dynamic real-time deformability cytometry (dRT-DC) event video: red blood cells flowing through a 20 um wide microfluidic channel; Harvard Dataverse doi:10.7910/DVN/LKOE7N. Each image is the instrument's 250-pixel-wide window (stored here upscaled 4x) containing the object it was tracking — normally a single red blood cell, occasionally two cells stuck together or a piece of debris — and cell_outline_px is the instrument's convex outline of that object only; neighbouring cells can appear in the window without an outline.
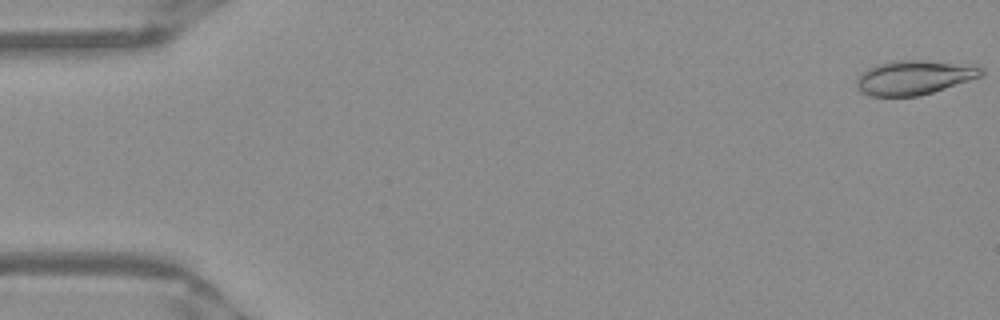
{"species": "Egyptian fruit bat (a non-hibernating species)", "species_latin": "Rousettus aegyptiacus", "temperature_condition": "warm", "stored_images_in_passage": 13, "camera_frame_rate_fps": 3000, "um_per_image_px": 0.085, "frame": {"image": 1, "passage_image": 1, "time_ms": 0.0, "image_size_px": [1000, 320], "cell_outline_px": [[984, 76], [920, 96], [868, 96], [860, 92], [856, 88], [856, 80], [860, 72], [876, 64], [888, 60], [924, 60], [984, 68]], "centroid_in_image_um": [77.62, 6.6], "position_along_channel_um": 7.4, "area_um2": 25.09}}